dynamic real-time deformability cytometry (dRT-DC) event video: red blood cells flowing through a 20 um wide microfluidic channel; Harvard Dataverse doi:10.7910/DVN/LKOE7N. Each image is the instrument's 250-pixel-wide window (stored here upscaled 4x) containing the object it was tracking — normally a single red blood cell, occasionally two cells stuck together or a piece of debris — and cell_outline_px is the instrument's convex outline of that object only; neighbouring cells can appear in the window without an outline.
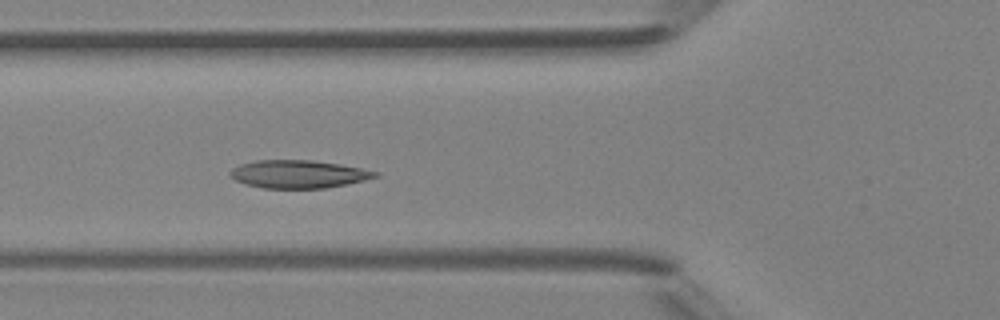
{"species": "Egyptian fruit bat (a non-hibernating species)", "species_latin": "Rousettus aegyptiacus", "temperature_condition": "room temperature", "stored_images_in_passage": 7, "camera_frame_rate_fps": 3000, "um_per_image_px": 0.085, "animal": {"sex": "female"}, "frame": {"image": 1, "passage_image": 4, "time_ms": 3.333, "image_size_px": [1000, 320], "cell_outline_px": [[380, 176], [348, 184], [324, 188], [264, 188], [244, 184], [236, 180], [228, 172], [232, 168], [240, 164], [256, 160], [312, 160], [340, 164], [380, 172]], "centroid_in_image_um": [25.37, 14.8], "position_along_channel_um": 100.4, "area_um2": 23.64}}
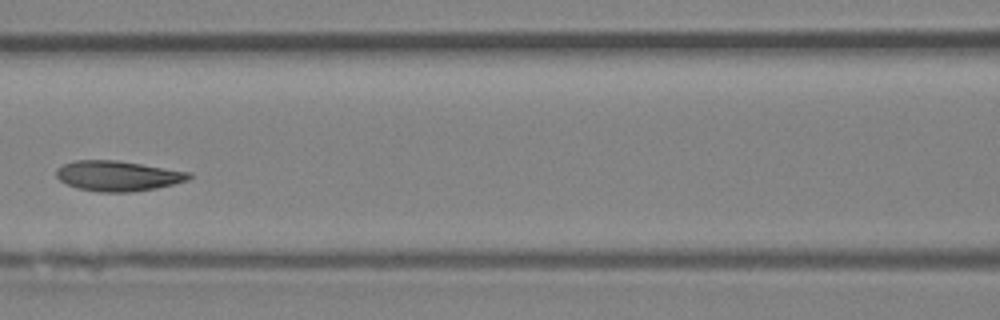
{"frame": {"image": 2, "passage_image": 5, "time_ms": 4.667, "image_size_px": [1000, 320], "cell_outline_px": [[192, 176], [188, 180], [156, 188], [132, 192], [100, 192], [76, 188], [60, 180], [56, 176], [56, 168], [64, 164], [76, 160], [116, 160], [192, 172]], "centroid_in_image_um": [10.02, 14.95], "position_along_channel_um": 156.6, "area_um2": 23.35}}
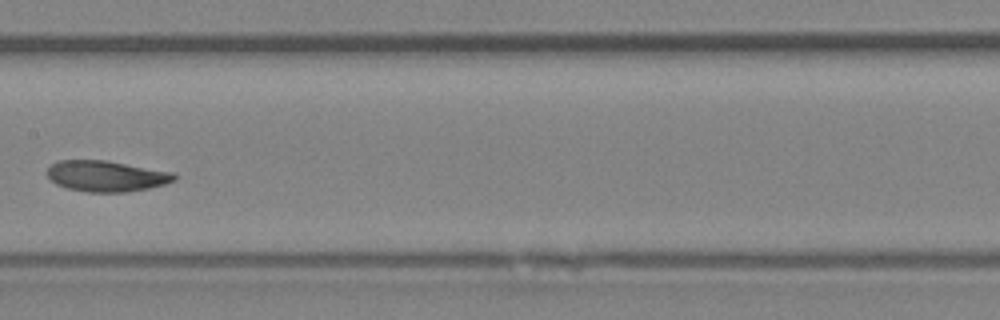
{"frame": {"image": 3, "passage_image": 6, "time_ms": 5.667, "image_size_px": [1000, 320], "cell_outline_px": [[176, 180], [164, 184], [148, 188], [128, 192], [88, 192], [68, 188], [56, 184], [48, 176], [48, 168], [56, 160], [104, 160], [176, 172]], "centroid_in_image_um": [9.07, 14.96], "position_along_channel_um": 198.3, "area_um2": 22.89}}